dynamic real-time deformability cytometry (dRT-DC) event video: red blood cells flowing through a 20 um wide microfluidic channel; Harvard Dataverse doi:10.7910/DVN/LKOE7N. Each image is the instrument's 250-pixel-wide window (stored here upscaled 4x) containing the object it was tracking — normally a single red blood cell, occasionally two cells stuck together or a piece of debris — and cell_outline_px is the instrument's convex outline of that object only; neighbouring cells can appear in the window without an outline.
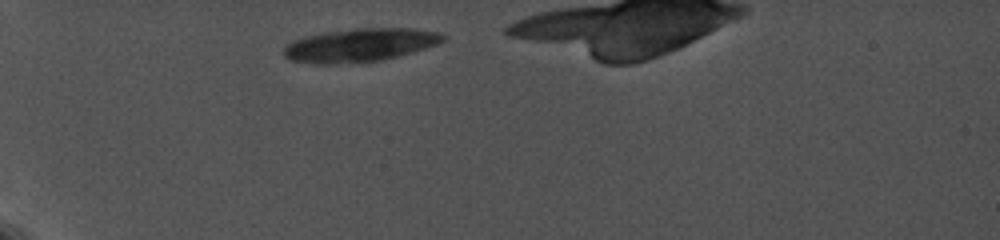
{"species": "common noctule bat (a hibernating species)", "species_latin": "Nyctalus noctula", "temperature_condition": "cold", "stored_images_in_passage": 2, "camera_frame_rate_fps": 5000, "um_per_image_px": 0.085, "animal": {"sex": "female", "body_mass_g": 19.0, "forearm_length_mm": 56.7}, "frame": {"image": 1, "passage_image": 1, "time_ms": 0.0, "image_size_px": [1000, 240], "cell_outline_px": [[448, 36], [444, 40], [436, 44], [412, 52], [380, 60], [332, 64], [312, 64], [292, 60], [284, 56], [284, 48], [292, 40], [304, 36], [324, 32], [356, 28], [416, 28], [440, 32]], "centroid_in_image_um": [30.59, 3.81], "position_along_channel_um": 54.4, "area_um2": 30.87}}